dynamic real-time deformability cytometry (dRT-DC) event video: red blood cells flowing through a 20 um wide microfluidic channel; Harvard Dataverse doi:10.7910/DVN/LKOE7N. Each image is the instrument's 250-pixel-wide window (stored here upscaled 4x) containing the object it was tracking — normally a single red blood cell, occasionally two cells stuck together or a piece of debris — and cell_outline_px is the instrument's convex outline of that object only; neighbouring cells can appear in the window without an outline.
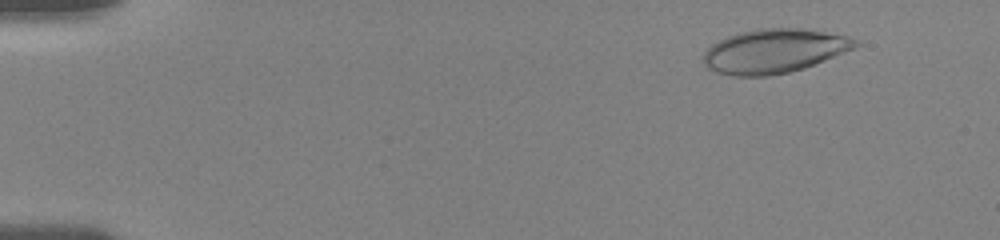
{"species": "human", "species_latin": "Homo sapiens", "temperature_condition": "room temperature", "stored_images_in_passage": 22, "camera_frame_rate_fps": 3000, "um_per_image_px": 0.085, "donor": {"sex": "female"}, "frame": {"image": 1, "passage_image": 5, "time_ms": 1.667, "image_size_px": [1000, 240], "cell_outline_px": [[860, 44], [856, 48], [804, 68], [788, 72], [768, 76], [732, 76], [716, 72], [708, 68], [700, 60], [704, 52], [712, 44], [728, 36], [740, 32], [756, 28], [804, 28], [848, 36], [856, 40]], "centroid_in_image_um": [65.78, 4.34], "position_along_channel_um": 19.2, "area_um2": 39.25}}
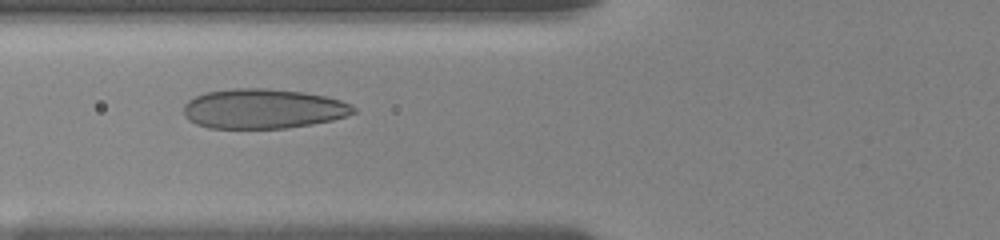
{"frame": {"image": 2, "passage_image": 17, "time_ms": 7.0, "image_size_px": [1000, 240], "cell_outline_px": [[356, 112], [348, 116], [332, 120], [312, 124], [288, 128], [208, 128], [196, 124], [188, 120], [184, 116], [184, 104], [188, 100], [204, 92], [232, 88], [264, 88], [304, 92], [324, 96], [340, 100], [352, 104], [356, 108]], "centroid_in_image_um": [22.36, 9.24], "position_along_channel_um": 103.4, "area_um2": 39.65}}
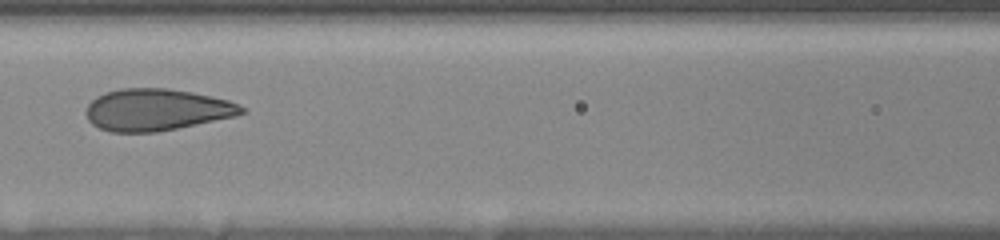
{"frame": {"image": 3, "passage_image": 20, "time_ms": 8.333, "image_size_px": [1000, 240], "cell_outline_px": [[248, 112], [236, 116], [156, 132], [112, 132], [100, 128], [92, 124], [88, 120], [84, 112], [88, 104], [96, 96], [104, 92], [120, 88], [168, 88], [192, 92], [212, 96], [228, 100], [240, 104]], "centroid_in_image_um": [13.29, 9.32], "position_along_channel_um": 153.3, "area_um2": 38.09}}